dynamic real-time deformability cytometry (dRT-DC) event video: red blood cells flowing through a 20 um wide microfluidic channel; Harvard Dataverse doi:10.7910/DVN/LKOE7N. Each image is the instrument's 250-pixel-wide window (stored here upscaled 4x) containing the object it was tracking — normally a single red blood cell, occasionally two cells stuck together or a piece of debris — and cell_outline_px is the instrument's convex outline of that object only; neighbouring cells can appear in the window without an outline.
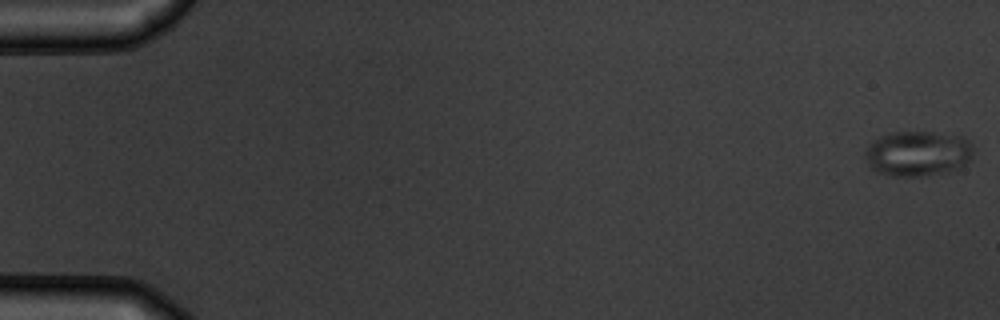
{"species": "common noctule bat (a hibernating species)", "species_latin": "Nyctalus noctula", "temperature_condition": "warm", "stored_images_in_passage": 55, "camera_frame_rate_fps": 3000, "um_per_image_px": 0.085, "animal": {"sex": "male", "body_mass_g": 19.5, "forearm_length_mm": 54.6}, "frame": {"image": 1, "passage_image": 1, "time_ms": 0.0, "image_size_px": [1000, 320], "cell_outline_px": [[976, 148], [972, 156], [956, 172], [920, 176], [888, 176], [872, 168], [868, 164], [864, 156], [864, 152], [872, 140], [880, 136], [892, 132], [932, 132], [964, 136]], "centroid_in_image_um": [78.05, 13.05], "position_along_channel_um": 6.9, "area_um2": 29.13}}
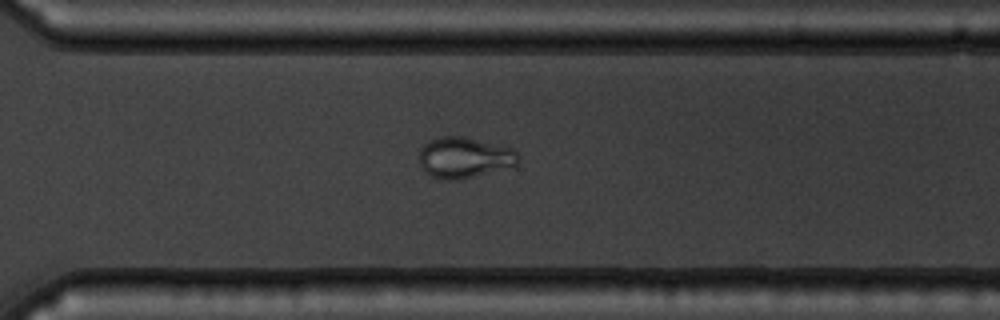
{"frame": {"image": 2, "passage_image": 40, "time_ms": 13.0, "image_size_px": [1000, 320], "cell_outline_px": [[520, 160], [516, 164], [460, 180], [444, 180], [432, 176], [424, 172], [420, 164], [420, 148], [424, 144], [432, 140], [444, 136], [460, 136], [512, 148], [520, 156]], "centroid_in_image_um": [39.44, 13.4], "position_along_channel_um": 331.2, "area_um2": 23.18}}
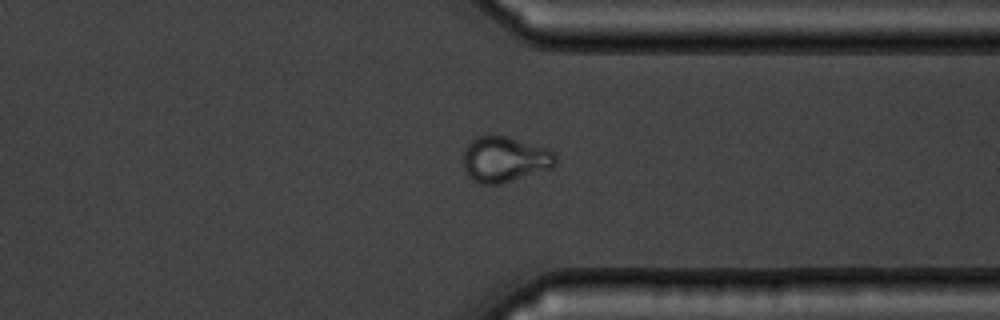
{"frame": {"image": 3, "passage_image": 43, "time_ms": 14.0, "image_size_px": [1000, 320], "cell_outline_px": [[556, 164], [552, 168], [500, 184], [480, 184], [472, 180], [468, 176], [464, 168], [464, 152], [468, 144], [472, 140], [480, 136], [504, 136], [548, 148], [556, 156]], "centroid_in_image_um": [42.9, 13.56], "position_along_channel_um": 368.5, "area_um2": 24.28}, "authors_computed_cell_mechanics": {"area_um2": 25.9522, "velocity_mm_per_s": 3.7512, "shape_relaxation_time_tau1_ms": 8.444, "shape_relaxation_time_tau2_ms": 1.5734, "deformation_change_tau1": 0.1644, "deformation_change_tau2": 0.0574}}